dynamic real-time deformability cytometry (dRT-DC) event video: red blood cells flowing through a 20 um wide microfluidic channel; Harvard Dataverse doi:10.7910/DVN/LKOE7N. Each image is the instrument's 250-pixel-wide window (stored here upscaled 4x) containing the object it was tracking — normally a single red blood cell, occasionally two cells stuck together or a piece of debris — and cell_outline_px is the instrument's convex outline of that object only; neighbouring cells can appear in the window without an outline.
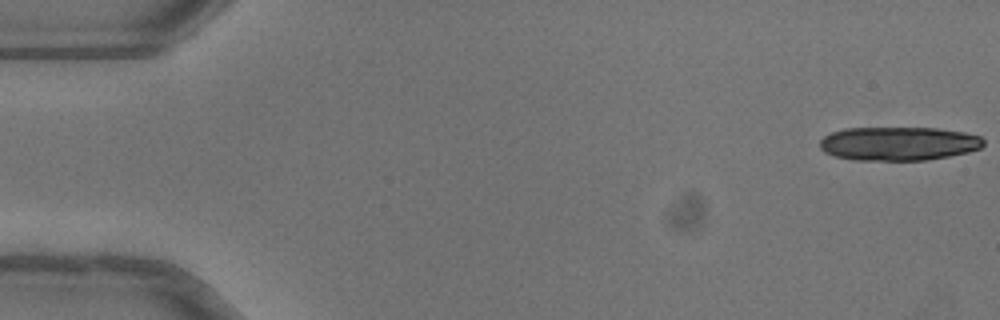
{"species": "common noctule bat (a hibernating species)", "species_latin": "Nyctalus noctula", "temperature_condition": "warm", "stored_images_in_passage": 51, "camera_frame_rate_fps": 3000, "um_per_image_px": 0.085, "animal": {"sex": "female"}, "frame": {"image": 1, "passage_image": 1, "time_ms": 0.0, "image_size_px": [1000, 320], "cell_outline_px": [[984, 144], [980, 148], [968, 152], [948, 156], [924, 160], [852, 160], [836, 156], [824, 152], [820, 148], [820, 140], [824, 136], [832, 132], [844, 128], [936, 128], [964, 132], [980, 136], [984, 140]], "centroid_in_image_um": [76.36, 12.2], "position_along_channel_um": 8.6, "area_um2": 32.19}}
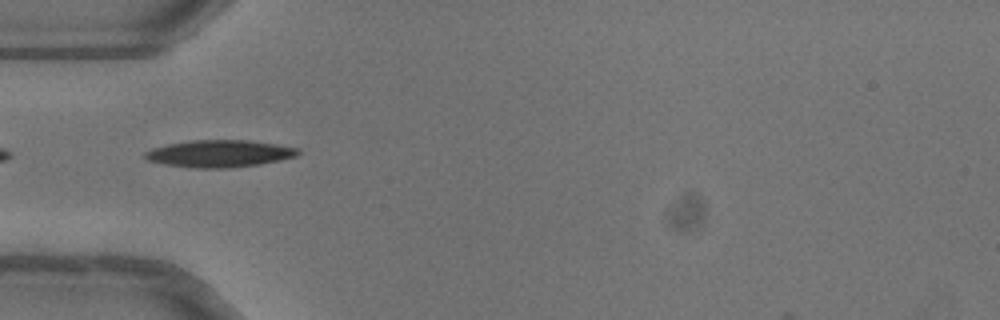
{"frame": {"image": 2, "passage_image": 17, "time_ms": 5.333, "image_size_px": [1000, 320], "cell_outline_px": [[300, 152], [296, 156], [280, 160], [260, 164], [232, 168], [196, 168], [164, 164], [148, 160], [144, 156], [144, 152], [152, 148], [168, 144], [192, 140], [248, 140], [276, 144], [300, 148]], "centroid_in_image_um": [18.67, 13.05], "position_along_channel_um": 66.3, "area_um2": 24.22}}
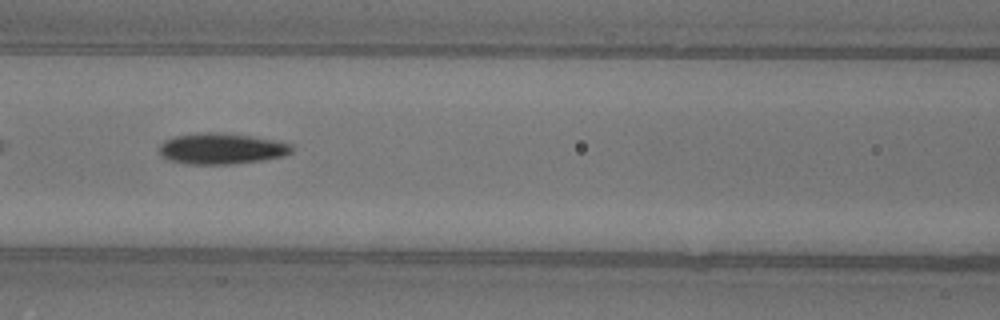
{"frame": {"image": 3, "passage_image": 23, "time_ms": 7.333, "image_size_px": [1000, 320], "cell_outline_px": [[292, 152], [284, 156], [260, 160], [228, 164], [188, 164], [168, 160], [160, 156], [160, 144], [164, 140], [172, 136], [196, 132], [220, 132], [248, 136], [272, 140], [292, 144]], "centroid_in_image_um": [18.75, 12.62], "position_along_channel_um": 147.8, "area_um2": 23.93}, "authors_computed_cell_mechanics": {"area_um2": 23.5824, "velocity_mm_per_s": 4.046, "shape_relaxation_time_tau1_ms": 4.5535, "shape_relaxation_time_tau2_ms": 5.7836, "deformation_change_tau1": 0.1752, "deformation_change_tau2": 0.139}}